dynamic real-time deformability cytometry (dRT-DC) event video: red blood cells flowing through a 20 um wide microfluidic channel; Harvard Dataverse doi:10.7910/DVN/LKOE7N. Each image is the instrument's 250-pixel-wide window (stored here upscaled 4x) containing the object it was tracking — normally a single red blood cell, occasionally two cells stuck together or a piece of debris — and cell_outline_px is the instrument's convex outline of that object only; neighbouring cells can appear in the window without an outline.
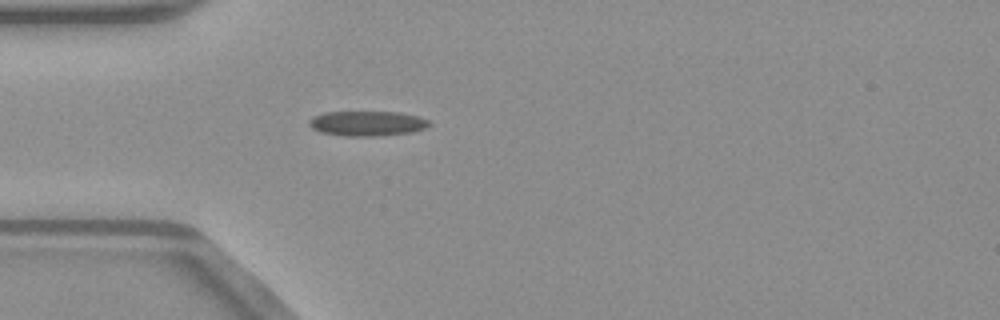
{"species": "common noctule bat (a hibernating species)", "species_latin": "Nyctalus noctula", "temperature_condition": "warm", "stored_images_in_passage": 37, "camera_frame_rate_fps": 3000, "um_per_image_px": 0.085, "animal": {"sex": "male", "body_mass_g": 23.1, "forearm_length_mm": 52.7}, "frame": {"image": 1, "passage_image": 1, "time_ms": 0.0, "image_size_px": [1000, 320], "cell_outline_px": [[432, 124], [424, 128], [412, 132], [380, 136], [344, 136], [320, 132], [312, 128], [308, 124], [308, 120], [312, 116], [324, 112], [400, 112], [416, 116], [428, 120]], "centroid_in_image_um": [31.17, 10.49], "position_along_channel_um": 53.8, "area_um2": 17.57}}
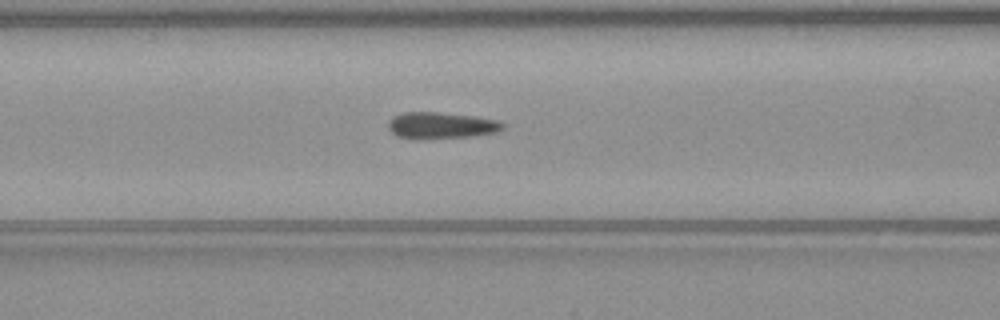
{"frame": {"image": 2, "passage_image": 7, "time_ms": 2.0, "image_size_px": [1000, 320], "cell_outline_px": [[504, 128], [496, 132], [472, 136], [420, 140], [412, 140], [396, 136], [388, 128], [388, 120], [392, 116], [404, 112], [436, 112], [476, 116], [500, 120], [504, 124]], "centroid_in_image_um": [37.46, 10.67], "position_along_channel_um": 129.1, "area_um2": 18.15}}
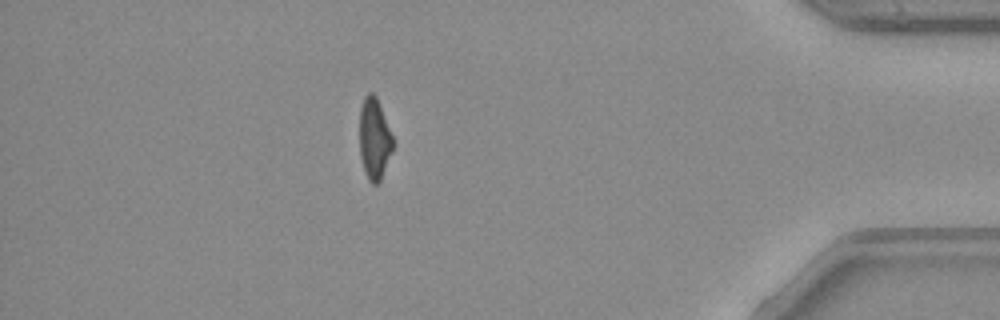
{"frame": {"image": 3, "passage_image": 31, "time_ms": 10.0, "image_size_px": [1000, 320], "cell_outline_px": [[392, 152], [380, 180], [376, 184], [372, 184], [368, 180], [360, 156], [360, 108], [364, 96], [368, 92], [372, 92], [376, 96], [392, 136]], "centroid_in_image_um": [31.8, 11.78], "position_along_channel_um": 403.4, "area_um2": 15.49}, "authors_computed_cell_mechanics": {"area_um2": 17.3978, "velocity_mm_per_s": 4.0329, "shape_relaxation_time_tau1_ms": 7.4815, "shape_relaxation_time_tau2_ms": 1.8408, "deformation_change_tau1": 0.1671, "deformation_change_tau2": 0.0928}}